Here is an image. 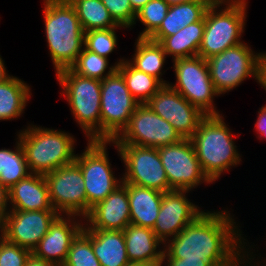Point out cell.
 <instances>
[{
  "instance_id": "cell-1",
  "label": "cell",
  "mask_w": 266,
  "mask_h": 266,
  "mask_svg": "<svg viewBox=\"0 0 266 266\" xmlns=\"http://www.w3.org/2000/svg\"><path fill=\"white\" fill-rule=\"evenodd\" d=\"M227 209L200 213L164 244L162 259H202L215 266H235L237 256L248 245V240L235 215Z\"/></svg>"
},
{
  "instance_id": "cell-2",
  "label": "cell",
  "mask_w": 266,
  "mask_h": 266,
  "mask_svg": "<svg viewBox=\"0 0 266 266\" xmlns=\"http://www.w3.org/2000/svg\"><path fill=\"white\" fill-rule=\"evenodd\" d=\"M228 126L223 114L206 115L189 138L203 173L213 184L242 162L235 134Z\"/></svg>"
},
{
  "instance_id": "cell-3",
  "label": "cell",
  "mask_w": 266,
  "mask_h": 266,
  "mask_svg": "<svg viewBox=\"0 0 266 266\" xmlns=\"http://www.w3.org/2000/svg\"><path fill=\"white\" fill-rule=\"evenodd\" d=\"M45 37L55 74L70 68L84 48V31L68 0H43Z\"/></svg>"
},
{
  "instance_id": "cell-4",
  "label": "cell",
  "mask_w": 266,
  "mask_h": 266,
  "mask_svg": "<svg viewBox=\"0 0 266 266\" xmlns=\"http://www.w3.org/2000/svg\"><path fill=\"white\" fill-rule=\"evenodd\" d=\"M16 136L24 149L30 173L45 175L75 161L77 140L68 131L28 123Z\"/></svg>"
},
{
  "instance_id": "cell-5",
  "label": "cell",
  "mask_w": 266,
  "mask_h": 266,
  "mask_svg": "<svg viewBox=\"0 0 266 266\" xmlns=\"http://www.w3.org/2000/svg\"><path fill=\"white\" fill-rule=\"evenodd\" d=\"M248 0H214L205 13L198 56L205 60L244 42Z\"/></svg>"
},
{
  "instance_id": "cell-6",
  "label": "cell",
  "mask_w": 266,
  "mask_h": 266,
  "mask_svg": "<svg viewBox=\"0 0 266 266\" xmlns=\"http://www.w3.org/2000/svg\"><path fill=\"white\" fill-rule=\"evenodd\" d=\"M71 115L87 141H101V80L77 75L70 68L55 74Z\"/></svg>"
},
{
  "instance_id": "cell-7",
  "label": "cell",
  "mask_w": 266,
  "mask_h": 266,
  "mask_svg": "<svg viewBox=\"0 0 266 266\" xmlns=\"http://www.w3.org/2000/svg\"><path fill=\"white\" fill-rule=\"evenodd\" d=\"M86 145L83 152L76 154L75 162L84 178L88 215L92 207L122 184V177L115 175L109 160V141H88Z\"/></svg>"
},
{
  "instance_id": "cell-8",
  "label": "cell",
  "mask_w": 266,
  "mask_h": 266,
  "mask_svg": "<svg viewBox=\"0 0 266 266\" xmlns=\"http://www.w3.org/2000/svg\"><path fill=\"white\" fill-rule=\"evenodd\" d=\"M175 83H168L188 102L206 115H219L215 97L221 96L214 88L207 60L201 56L172 60Z\"/></svg>"
},
{
  "instance_id": "cell-9",
  "label": "cell",
  "mask_w": 266,
  "mask_h": 266,
  "mask_svg": "<svg viewBox=\"0 0 266 266\" xmlns=\"http://www.w3.org/2000/svg\"><path fill=\"white\" fill-rule=\"evenodd\" d=\"M259 55L260 52H255L244 41L207 59L215 90L224 96L247 78H253L258 83Z\"/></svg>"
},
{
  "instance_id": "cell-10",
  "label": "cell",
  "mask_w": 266,
  "mask_h": 266,
  "mask_svg": "<svg viewBox=\"0 0 266 266\" xmlns=\"http://www.w3.org/2000/svg\"><path fill=\"white\" fill-rule=\"evenodd\" d=\"M101 141H113L127 127L140 105L131 95L123 76L116 70L101 80Z\"/></svg>"
},
{
  "instance_id": "cell-11",
  "label": "cell",
  "mask_w": 266,
  "mask_h": 266,
  "mask_svg": "<svg viewBox=\"0 0 266 266\" xmlns=\"http://www.w3.org/2000/svg\"><path fill=\"white\" fill-rule=\"evenodd\" d=\"M109 146L115 147L121 163L124 164L125 172L121 174L123 183L152 188L163 193L173 190L169 186L158 148L114 144L112 141H109Z\"/></svg>"
},
{
  "instance_id": "cell-12",
  "label": "cell",
  "mask_w": 266,
  "mask_h": 266,
  "mask_svg": "<svg viewBox=\"0 0 266 266\" xmlns=\"http://www.w3.org/2000/svg\"><path fill=\"white\" fill-rule=\"evenodd\" d=\"M182 139L168 121L156 114L147 104H140L130 117L127 127L112 142L159 148L179 143Z\"/></svg>"
},
{
  "instance_id": "cell-13",
  "label": "cell",
  "mask_w": 266,
  "mask_h": 266,
  "mask_svg": "<svg viewBox=\"0 0 266 266\" xmlns=\"http://www.w3.org/2000/svg\"><path fill=\"white\" fill-rule=\"evenodd\" d=\"M49 187L51 205L60 215L87 216L84 178L74 161L44 175Z\"/></svg>"
},
{
  "instance_id": "cell-14",
  "label": "cell",
  "mask_w": 266,
  "mask_h": 266,
  "mask_svg": "<svg viewBox=\"0 0 266 266\" xmlns=\"http://www.w3.org/2000/svg\"><path fill=\"white\" fill-rule=\"evenodd\" d=\"M169 186L173 190L194 189L201 184H213L203 173L190 139L158 148Z\"/></svg>"
},
{
  "instance_id": "cell-15",
  "label": "cell",
  "mask_w": 266,
  "mask_h": 266,
  "mask_svg": "<svg viewBox=\"0 0 266 266\" xmlns=\"http://www.w3.org/2000/svg\"><path fill=\"white\" fill-rule=\"evenodd\" d=\"M146 104L168 121L183 139H189L206 116L169 84L163 85Z\"/></svg>"
},
{
  "instance_id": "cell-16",
  "label": "cell",
  "mask_w": 266,
  "mask_h": 266,
  "mask_svg": "<svg viewBox=\"0 0 266 266\" xmlns=\"http://www.w3.org/2000/svg\"><path fill=\"white\" fill-rule=\"evenodd\" d=\"M59 215L55 210H10L0 226L1 235L32 252Z\"/></svg>"
},
{
  "instance_id": "cell-17",
  "label": "cell",
  "mask_w": 266,
  "mask_h": 266,
  "mask_svg": "<svg viewBox=\"0 0 266 266\" xmlns=\"http://www.w3.org/2000/svg\"><path fill=\"white\" fill-rule=\"evenodd\" d=\"M188 190L164 192L153 231L165 244L177 236L204 210L188 198Z\"/></svg>"
},
{
  "instance_id": "cell-18",
  "label": "cell",
  "mask_w": 266,
  "mask_h": 266,
  "mask_svg": "<svg viewBox=\"0 0 266 266\" xmlns=\"http://www.w3.org/2000/svg\"><path fill=\"white\" fill-rule=\"evenodd\" d=\"M77 218L78 216L75 215H59L31 253L38 258L62 266L72 241L84 227V219Z\"/></svg>"
},
{
  "instance_id": "cell-19",
  "label": "cell",
  "mask_w": 266,
  "mask_h": 266,
  "mask_svg": "<svg viewBox=\"0 0 266 266\" xmlns=\"http://www.w3.org/2000/svg\"><path fill=\"white\" fill-rule=\"evenodd\" d=\"M130 224L127 184L119 185L84 218L88 230H124Z\"/></svg>"
},
{
  "instance_id": "cell-20",
  "label": "cell",
  "mask_w": 266,
  "mask_h": 266,
  "mask_svg": "<svg viewBox=\"0 0 266 266\" xmlns=\"http://www.w3.org/2000/svg\"><path fill=\"white\" fill-rule=\"evenodd\" d=\"M8 193L10 210H54L44 175L31 173L12 186Z\"/></svg>"
},
{
  "instance_id": "cell-21",
  "label": "cell",
  "mask_w": 266,
  "mask_h": 266,
  "mask_svg": "<svg viewBox=\"0 0 266 266\" xmlns=\"http://www.w3.org/2000/svg\"><path fill=\"white\" fill-rule=\"evenodd\" d=\"M129 262L157 264L164 254V243L148 227L129 224L123 230Z\"/></svg>"
},
{
  "instance_id": "cell-22",
  "label": "cell",
  "mask_w": 266,
  "mask_h": 266,
  "mask_svg": "<svg viewBox=\"0 0 266 266\" xmlns=\"http://www.w3.org/2000/svg\"><path fill=\"white\" fill-rule=\"evenodd\" d=\"M213 1L194 0L170 5L166 17L149 39L159 43L163 38L176 34L191 23L200 21Z\"/></svg>"
},
{
  "instance_id": "cell-23",
  "label": "cell",
  "mask_w": 266,
  "mask_h": 266,
  "mask_svg": "<svg viewBox=\"0 0 266 266\" xmlns=\"http://www.w3.org/2000/svg\"><path fill=\"white\" fill-rule=\"evenodd\" d=\"M130 223L153 229L160 211L163 192L127 184Z\"/></svg>"
},
{
  "instance_id": "cell-24",
  "label": "cell",
  "mask_w": 266,
  "mask_h": 266,
  "mask_svg": "<svg viewBox=\"0 0 266 266\" xmlns=\"http://www.w3.org/2000/svg\"><path fill=\"white\" fill-rule=\"evenodd\" d=\"M91 244L101 266L129 263L123 230H91Z\"/></svg>"
},
{
  "instance_id": "cell-25",
  "label": "cell",
  "mask_w": 266,
  "mask_h": 266,
  "mask_svg": "<svg viewBox=\"0 0 266 266\" xmlns=\"http://www.w3.org/2000/svg\"><path fill=\"white\" fill-rule=\"evenodd\" d=\"M205 16L198 22L180 29L176 34L163 38L159 44L172 60L198 56L203 37Z\"/></svg>"
},
{
  "instance_id": "cell-26",
  "label": "cell",
  "mask_w": 266,
  "mask_h": 266,
  "mask_svg": "<svg viewBox=\"0 0 266 266\" xmlns=\"http://www.w3.org/2000/svg\"><path fill=\"white\" fill-rule=\"evenodd\" d=\"M30 85L16 76L0 83V121L23 117L32 92Z\"/></svg>"
},
{
  "instance_id": "cell-27",
  "label": "cell",
  "mask_w": 266,
  "mask_h": 266,
  "mask_svg": "<svg viewBox=\"0 0 266 266\" xmlns=\"http://www.w3.org/2000/svg\"><path fill=\"white\" fill-rule=\"evenodd\" d=\"M135 53L132 58L126 60L137 70L157 78L163 85L169 83L162 77L166 70H162L166 63L167 55L162 46L149 38H138L135 40Z\"/></svg>"
},
{
  "instance_id": "cell-28",
  "label": "cell",
  "mask_w": 266,
  "mask_h": 266,
  "mask_svg": "<svg viewBox=\"0 0 266 266\" xmlns=\"http://www.w3.org/2000/svg\"><path fill=\"white\" fill-rule=\"evenodd\" d=\"M14 149H0V182L9 190L30 173L21 142L15 139Z\"/></svg>"
},
{
  "instance_id": "cell-29",
  "label": "cell",
  "mask_w": 266,
  "mask_h": 266,
  "mask_svg": "<svg viewBox=\"0 0 266 266\" xmlns=\"http://www.w3.org/2000/svg\"><path fill=\"white\" fill-rule=\"evenodd\" d=\"M123 76L131 95L139 102L146 104L163 84L155 77L134 68L126 59L117 67Z\"/></svg>"
},
{
  "instance_id": "cell-30",
  "label": "cell",
  "mask_w": 266,
  "mask_h": 266,
  "mask_svg": "<svg viewBox=\"0 0 266 266\" xmlns=\"http://www.w3.org/2000/svg\"><path fill=\"white\" fill-rule=\"evenodd\" d=\"M75 8L84 32L109 29L118 26L112 19L102 0H68Z\"/></svg>"
},
{
  "instance_id": "cell-31",
  "label": "cell",
  "mask_w": 266,
  "mask_h": 266,
  "mask_svg": "<svg viewBox=\"0 0 266 266\" xmlns=\"http://www.w3.org/2000/svg\"><path fill=\"white\" fill-rule=\"evenodd\" d=\"M125 59L120 57L113 65L109 66V59L83 48L70 69L79 76L103 80L105 77L111 76Z\"/></svg>"
},
{
  "instance_id": "cell-32",
  "label": "cell",
  "mask_w": 266,
  "mask_h": 266,
  "mask_svg": "<svg viewBox=\"0 0 266 266\" xmlns=\"http://www.w3.org/2000/svg\"><path fill=\"white\" fill-rule=\"evenodd\" d=\"M62 266H101L92 249L91 230L83 227L72 241Z\"/></svg>"
},
{
  "instance_id": "cell-33",
  "label": "cell",
  "mask_w": 266,
  "mask_h": 266,
  "mask_svg": "<svg viewBox=\"0 0 266 266\" xmlns=\"http://www.w3.org/2000/svg\"><path fill=\"white\" fill-rule=\"evenodd\" d=\"M170 5L164 0H150L137 13L134 25L140 21L144 25V29L139 32L138 38H149L161 25L166 17Z\"/></svg>"
},
{
  "instance_id": "cell-34",
  "label": "cell",
  "mask_w": 266,
  "mask_h": 266,
  "mask_svg": "<svg viewBox=\"0 0 266 266\" xmlns=\"http://www.w3.org/2000/svg\"><path fill=\"white\" fill-rule=\"evenodd\" d=\"M118 29L124 27H114L109 29L90 30L84 33V48L109 59V55L116 51L118 45Z\"/></svg>"
},
{
  "instance_id": "cell-35",
  "label": "cell",
  "mask_w": 266,
  "mask_h": 266,
  "mask_svg": "<svg viewBox=\"0 0 266 266\" xmlns=\"http://www.w3.org/2000/svg\"><path fill=\"white\" fill-rule=\"evenodd\" d=\"M114 22L128 31L134 26L136 13L131 7L130 0H102Z\"/></svg>"
},
{
  "instance_id": "cell-36",
  "label": "cell",
  "mask_w": 266,
  "mask_h": 266,
  "mask_svg": "<svg viewBox=\"0 0 266 266\" xmlns=\"http://www.w3.org/2000/svg\"><path fill=\"white\" fill-rule=\"evenodd\" d=\"M31 251L0 235V266H25Z\"/></svg>"
},
{
  "instance_id": "cell-37",
  "label": "cell",
  "mask_w": 266,
  "mask_h": 266,
  "mask_svg": "<svg viewBox=\"0 0 266 266\" xmlns=\"http://www.w3.org/2000/svg\"><path fill=\"white\" fill-rule=\"evenodd\" d=\"M163 266H215L211 261L202 259H162Z\"/></svg>"
},
{
  "instance_id": "cell-38",
  "label": "cell",
  "mask_w": 266,
  "mask_h": 266,
  "mask_svg": "<svg viewBox=\"0 0 266 266\" xmlns=\"http://www.w3.org/2000/svg\"><path fill=\"white\" fill-rule=\"evenodd\" d=\"M258 118L255 121L254 129L256 132V138L260 140H266V105H262L258 111Z\"/></svg>"
},
{
  "instance_id": "cell-39",
  "label": "cell",
  "mask_w": 266,
  "mask_h": 266,
  "mask_svg": "<svg viewBox=\"0 0 266 266\" xmlns=\"http://www.w3.org/2000/svg\"><path fill=\"white\" fill-rule=\"evenodd\" d=\"M10 211L8 189L0 182V226Z\"/></svg>"
},
{
  "instance_id": "cell-40",
  "label": "cell",
  "mask_w": 266,
  "mask_h": 266,
  "mask_svg": "<svg viewBox=\"0 0 266 266\" xmlns=\"http://www.w3.org/2000/svg\"><path fill=\"white\" fill-rule=\"evenodd\" d=\"M258 84L266 91V51L259 55Z\"/></svg>"
},
{
  "instance_id": "cell-41",
  "label": "cell",
  "mask_w": 266,
  "mask_h": 266,
  "mask_svg": "<svg viewBox=\"0 0 266 266\" xmlns=\"http://www.w3.org/2000/svg\"><path fill=\"white\" fill-rule=\"evenodd\" d=\"M25 266H58L55 263L34 256L32 253L27 258Z\"/></svg>"
},
{
  "instance_id": "cell-42",
  "label": "cell",
  "mask_w": 266,
  "mask_h": 266,
  "mask_svg": "<svg viewBox=\"0 0 266 266\" xmlns=\"http://www.w3.org/2000/svg\"><path fill=\"white\" fill-rule=\"evenodd\" d=\"M4 59L0 55V83L9 79L12 75H9L7 68L5 67Z\"/></svg>"
},
{
  "instance_id": "cell-43",
  "label": "cell",
  "mask_w": 266,
  "mask_h": 266,
  "mask_svg": "<svg viewBox=\"0 0 266 266\" xmlns=\"http://www.w3.org/2000/svg\"><path fill=\"white\" fill-rule=\"evenodd\" d=\"M150 0H130L131 7L135 13H137L144 5H146Z\"/></svg>"
},
{
  "instance_id": "cell-44",
  "label": "cell",
  "mask_w": 266,
  "mask_h": 266,
  "mask_svg": "<svg viewBox=\"0 0 266 266\" xmlns=\"http://www.w3.org/2000/svg\"><path fill=\"white\" fill-rule=\"evenodd\" d=\"M168 5H175V4H180V3H185V2H191L194 0H164Z\"/></svg>"
},
{
  "instance_id": "cell-45",
  "label": "cell",
  "mask_w": 266,
  "mask_h": 266,
  "mask_svg": "<svg viewBox=\"0 0 266 266\" xmlns=\"http://www.w3.org/2000/svg\"><path fill=\"white\" fill-rule=\"evenodd\" d=\"M125 266H152V265L151 264H146V263L129 262Z\"/></svg>"
},
{
  "instance_id": "cell-46",
  "label": "cell",
  "mask_w": 266,
  "mask_h": 266,
  "mask_svg": "<svg viewBox=\"0 0 266 266\" xmlns=\"http://www.w3.org/2000/svg\"><path fill=\"white\" fill-rule=\"evenodd\" d=\"M152 266H163L162 262L157 263V264H153Z\"/></svg>"
}]
</instances>
